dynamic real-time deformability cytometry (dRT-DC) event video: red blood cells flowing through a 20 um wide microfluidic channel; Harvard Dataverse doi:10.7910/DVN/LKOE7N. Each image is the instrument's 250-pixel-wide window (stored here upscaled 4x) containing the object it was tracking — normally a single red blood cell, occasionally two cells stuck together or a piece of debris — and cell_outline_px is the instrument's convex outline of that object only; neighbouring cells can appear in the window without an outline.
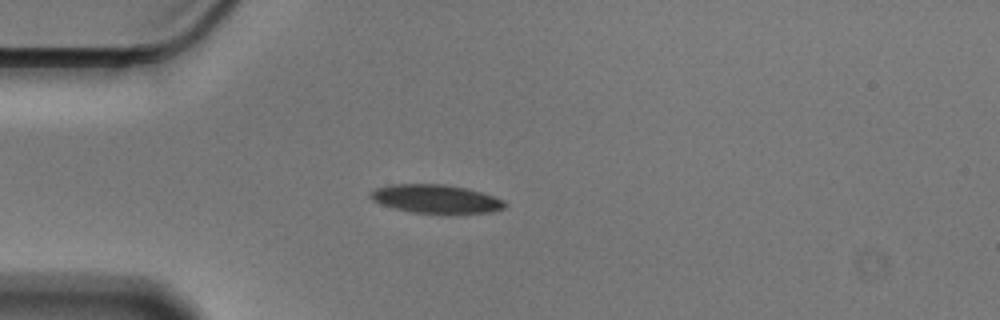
{"species": "Egyptian fruit bat (a non-hibernating species)", "species_latin": "Rousettus aegyptiacus", "temperature_condition": "cold", "stored_images_in_passage": 42, "camera_frame_rate_fps": 3000, "um_per_image_px": 0.085, "animal": {"sex": "male"}, "frame": {"image": 1, "passage_image": 1, "time_ms": 0.0, "image_size_px": [1000, 320], "cell_outline_px": [[508, 204], [504, 208], [492, 212], [412, 212], [392, 208], [380, 204], [372, 200], [368, 196], [368, 192], [376, 188], [392, 184], [444, 184], [468, 188], [504, 200]], "centroid_in_image_um": [36.99, 16.88], "position_along_channel_um": 48.0, "area_um2": 22.14}}
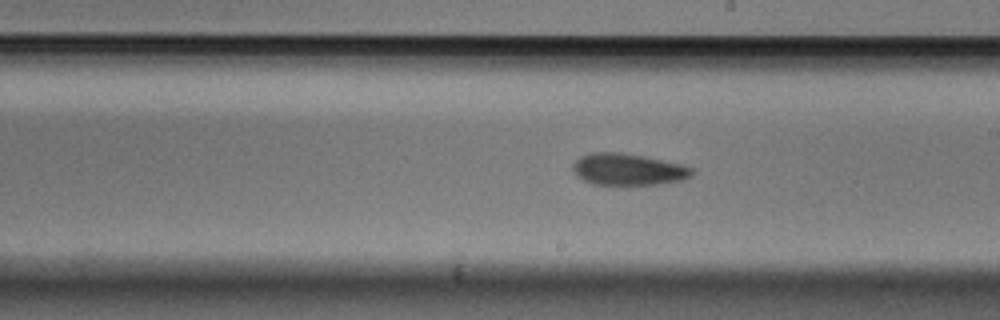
{"frame": {"image": 2, "passage_image": 18, "time_ms": 5.667, "image_size_px": [1000, 320], "cell_outline_px": [[692, 176], [680, 180], [656, 184], [628, 188], [592, 184], [576, 176], [572, 168], [572, 164], [580, 156], [592, 152], [620, 152], [644, 156], [680, 164], [692, 168]], "centroid_in_image_um": [53.32, 14.44], "position_along_channel_um": 235.7, "area_um2": 22.72}}
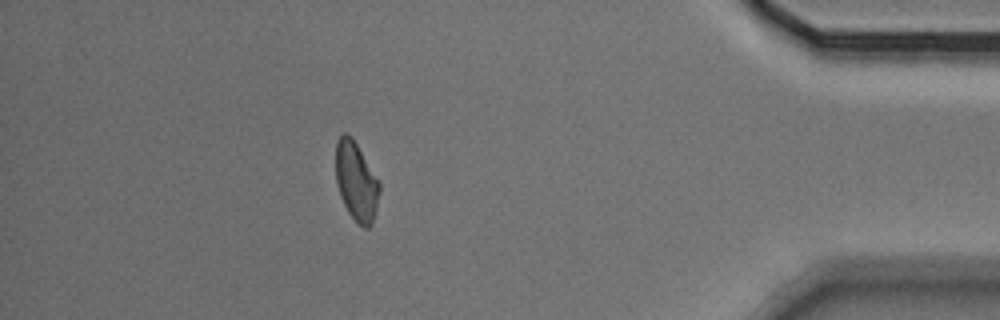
{"frame": {"image": 3, "passage_image": 36, "time_ms": 11.667, "image_size_px": [1000, 320], "cell_outline_px": [[380, 192], [372, 224], [368, 228], [364, 228], [348, 212], [340, 196], [336, 184], [336, 140], [344, 132], [348, 132], [352, 136], [380, 180]], "centroid_in_image_um": [30.29, 15.37], "position_along_channel_um": 404.9, "area_um2": 20.35}, "authors_computed_cell_mechanics": {"area_um2": 21.5305, "velocity_mm_per_s": 3.5557, "shape_relaxation_time_tau1_ms": 4.7175, "shape_relaxation_time_tau2_ms": 9.3986, "deformation_change_tau1": 0.1225, "deformation_change_tau2": 0.1661}}